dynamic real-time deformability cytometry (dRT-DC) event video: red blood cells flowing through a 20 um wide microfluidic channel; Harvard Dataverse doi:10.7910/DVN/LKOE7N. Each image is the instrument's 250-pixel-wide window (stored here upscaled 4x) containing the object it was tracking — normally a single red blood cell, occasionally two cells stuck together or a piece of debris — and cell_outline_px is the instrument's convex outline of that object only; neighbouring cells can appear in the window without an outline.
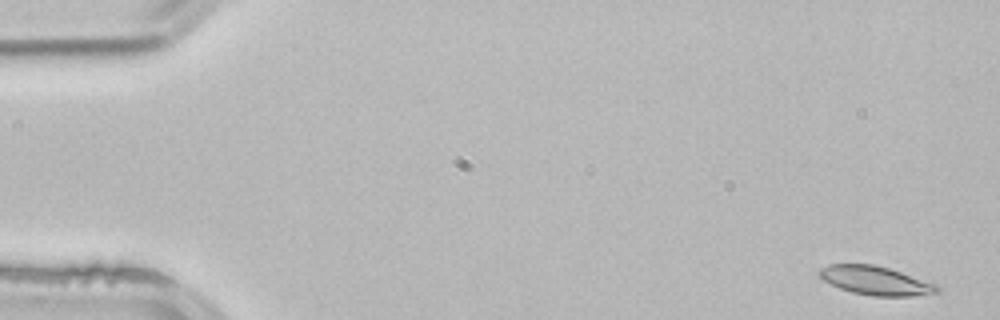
{"species": "common noctule bat (a hibernating species)", "species_latin": "Nyctalus noctula", "temperature_condition": "room temperature", "stored_images_in_passage": 52, "camera_frame_rate_fps": 3000, "um_per_image_px": 0.085, "animal": {"sex": "male", "body_mass_g": 21.5, "forearm_length_mm": 52.0}, "frame": {"image": 1, "passage_image": 1, "time_ms": 0.0, "image_size_px": [1000, 320], "cell_outline_px": [[940, 292], [912, 296], [872, 296], [852, 292], [840, 288], [824, 280], [816, 272], [820, 268], [828, 264], [872, 264], [888, 268], [940, 284]], "centroid_in_image_um": [74.46, 23.85], "position_along_channel_um": 10.5, "area_um2": 19.88}}
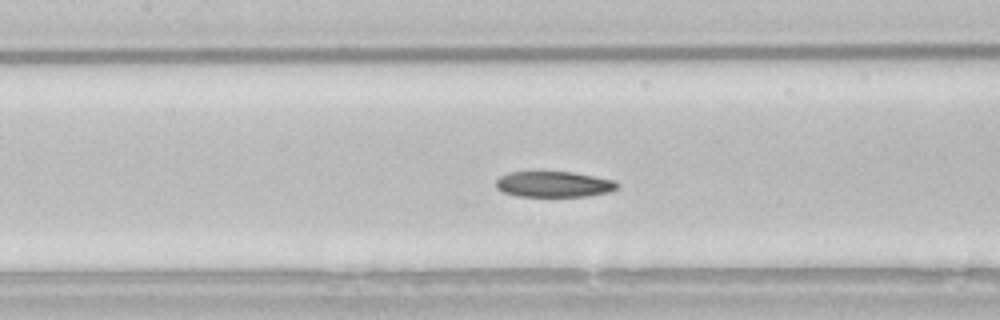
{"frame": {"image": 2, "passage_image": 23, "time_ms": 7.333, "image_size_px": [1000, 320], "cell_outline_px": [[620, 184], [616, 188], [608, 192], [588, 196], [516, 196], [504, 192], [496, 188], [496, 180], [500, 176], [508, 172], [572, 172], [616, 180]], "centroid_in_image_um": [47.08, 15.66], "position_along_channel_um": 160.3, "area_um2": 18.21}}
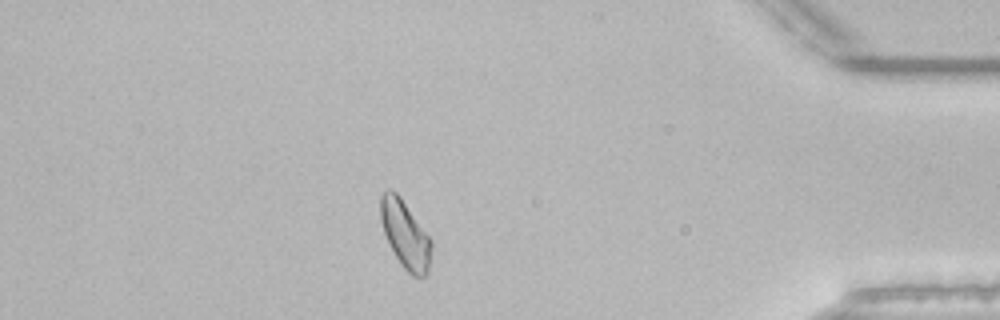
{"frame": {"image": 3, "passage_image": 45, "time_ms": 14.667, "image_size_px": [1000, 320], "cell_outline_px": [[432, 244], [428, 276], [412, 276], [404, 268], [388, 244], [380, 220], [380, 196], [388, 188], [396, 192], [400, 196], [432, 240]], "centroid_in_image_um": [34.44, 19.93], "position_along_channel_um": 400.8, "area_um2": 20.06}, "authors_computed_cell_mechanics": {"area_um2": 19.7676, "velocity_mm_per_s": 3.8513, "shape_relaxation_time_tau1_ms": 5.7921, "shape_relaxation_time_tau2_ms": null, "deformation_change_tau1": 0.153, "deformation_change_tau2": null}}